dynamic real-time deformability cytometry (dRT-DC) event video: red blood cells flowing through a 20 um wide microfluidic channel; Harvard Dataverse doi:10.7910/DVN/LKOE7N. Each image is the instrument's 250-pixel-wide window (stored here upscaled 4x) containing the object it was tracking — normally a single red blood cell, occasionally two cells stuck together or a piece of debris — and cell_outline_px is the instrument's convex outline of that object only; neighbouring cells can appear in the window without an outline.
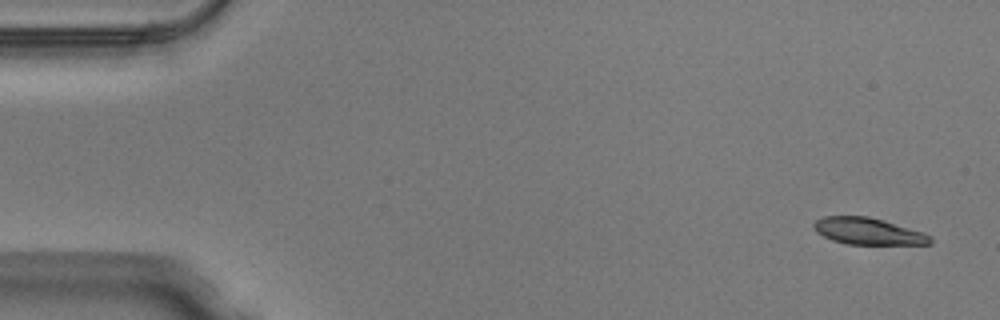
{"species": "Egyptian fruit bat (a non-hibernating species)", "species_latin": "Rousettus aegyptiacus", "temperature_condition": "warm", "stored_images_in_passage": 15, "camera_frame_rate_fps": 3000, "um_per_image_px": 0.085, "animal": {"sex": "male"}, "frame": {"image": 1, "passage_image": 1, "time_ms": 0.0, "image_size_px": [1000, 320], "cell_outline_px": [[932, 244], [848, 244], [832, 240], [816, 232], [812, 224], [816, 220], [824, 216], [868, 216], [924, 232], [932, 236]], "centroid_in_image_um": [73.79, 19.65], "position_along_channel_um": 11.2, "area_um2": 18.09}}